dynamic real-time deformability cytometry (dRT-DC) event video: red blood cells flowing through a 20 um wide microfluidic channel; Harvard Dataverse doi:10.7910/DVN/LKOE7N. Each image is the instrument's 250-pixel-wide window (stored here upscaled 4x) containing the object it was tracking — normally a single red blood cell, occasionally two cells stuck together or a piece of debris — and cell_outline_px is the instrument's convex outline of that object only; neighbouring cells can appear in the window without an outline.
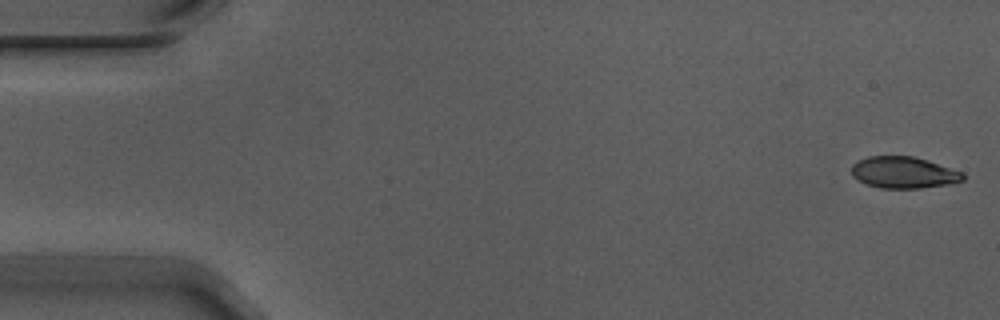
{"species": "Egyptian fruit bat (a non-hibernating species)", "species_latin": "Rousettus aegyptiacus", "temperature_condition": "warm", "stored_images_in_passage": 5, "camera_frame_rate_fps": 3000, "um_per_image_px": 0.085, "animal": {"sex": "male"}, "frame": {"image": 1, "passage_image": 1, "time_ms": 0.0, "image_size_px": [1000, 320], "cell_outline_px": [[964, 180], [948, 184], [920, 188], [880, 188], [868, 184], [852, 176], [852, 164], [868, 156], [912, 156], [928, 160], [964, 172]], "centroid_in_image_um": [76.84, 14.65], "position_along_channel_um": 8.2, "area_um2": 20.4}}
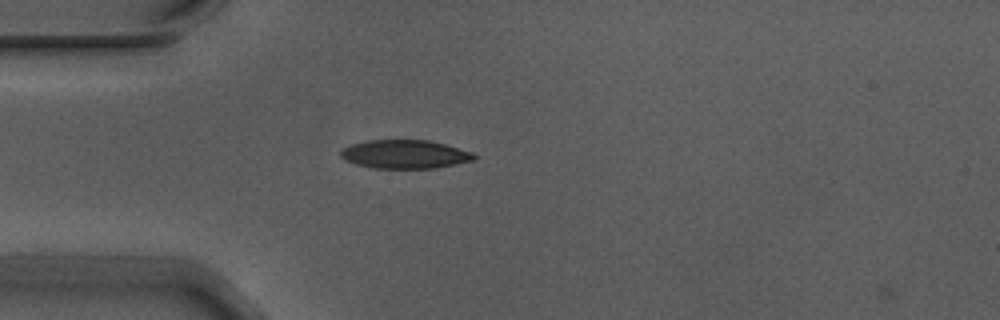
{"frame": {"image": 2, "passage_image": 5, "time_ms": 1.333, "image_size_px": [1000, 320], "cell_outline_px": [[476, 160], [436, 168], [372, 168], [356, 164], [344, 160], [340, 156], [340, 152], [344, 148], [352, 144], [368, 140], [428, 140], [444, 144], [472, 152], [476, 156]], "centroid_in_image_um": [34.41, 13.11], "position_along_channel_um": 50.6, "area_um2": 22.2}}